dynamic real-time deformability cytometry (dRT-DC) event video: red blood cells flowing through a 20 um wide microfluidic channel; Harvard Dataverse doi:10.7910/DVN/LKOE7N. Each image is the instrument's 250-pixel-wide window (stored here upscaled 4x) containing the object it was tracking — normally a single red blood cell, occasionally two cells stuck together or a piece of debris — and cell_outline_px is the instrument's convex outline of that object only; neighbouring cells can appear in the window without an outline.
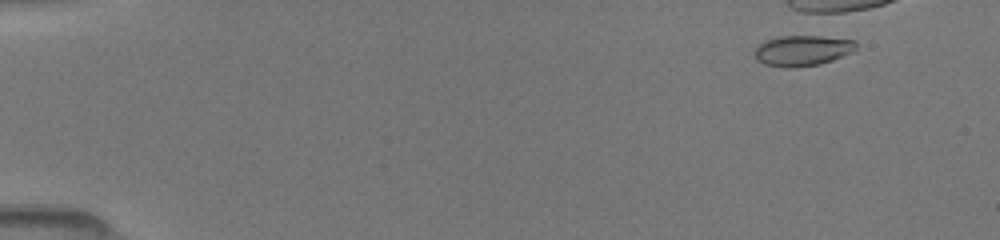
{"species": "common noctule bat (a hibernating species)", "species_latin": "Nyctalus noctula", "temperature_condition": "room temperature", "stored_images_in_passage": 6, "camera_frame_rate_fps": 3000, "um_per_image_px": 0.085, "animal": {"sex": "female", "body_mass_g": 19.5, "forearm_length_mm": 54.1}, "frame": {"image": 1, "passage_image": 4, "time_ms": 1.333, "image_size_px": [1000, 240], "cell_outline_px": [[856, 48], [852, 52], [832, 60], [820, 64], [792, 68], [788, 68], [764, 64], [756, 60], [752, 52], [764, 40], [776, 36], [820, 36], [856, 40]], "centroid_in_image_um": [68.16, 4.29], "position_along_channel_um": 16.8, "area_um2": 18.26}}